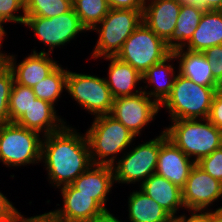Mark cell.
I'll list each match as a JSON object with an SVG mask.
<instances>
[{
  "mask_svg": "<svg viewBox=\"0 0 222 222\" xmlns=\"http://www.w3.org/2000/svg\"><path fill=\"white\" fill-rule=\"evenodd\" d=\"M110 9L144 10L145 0H107Z\"/></svg>",
  "mask_w": 222,
  "mask_h": 222,
  "instance_id": "cell-37",
  "label": "cell"
},
{
  "mask_svg": "<svg viewBox=\"0 0 222 222\" xmlns=\"http://www.w3.org/2000/svg\"><path fill=\"white\" fill-rule=\"evenodd\" d=\"M211 177L222 182V146L196 163Z\"/></svg>",
  "mask_w": 222,
  "mask_h": 222,
  "instance_id": "cell-32",
  "label": "cell"
},
{
  "mask_svg": "<svg viewBox=\"0 0 222 222\" xmlns=\"http://www.w3.org/2000/svg\"><path fill=\"white\" fill-rule=\"evenodd\" d=\"M127 198V222H172L173 217L140 189Z\"/></svg>",
  "mask_w": 222,
  "mask_h": 222,
  "instance_id": "cell-24",
  "label": "cell"
},
{
  "mask_svg": "<svg viewBox=\"0 0 222 222\" xmlns=\"http://www.w3.org/2000/svg\"><path fill=\"white\" fill-rule=\"evenodd\" d=\"M19 12V13H18ZM24 0H0V30L8 35V23L23 25L25 21Z\"/></svg>",
  "mask_w": 222,
  "mask_h": 222,
  "instance_id": "cell-30",
  "label": "cell"
},
{
  "mask_svg": "<svg viewBox=\"0 0 222 222\" xmlns=\"http://www.w3.org/2000/svg\"><path fill=\"white\" fill-rule=\"evenodd\" d=\"M183 4L199 6L204 10L222 11V0H181Z\"/></svg>",
  "mask_w": 222,
  "mask_h": 222,
  "instance_id": "cell-39",
  "label": "cell"
},
{
  "mask_svg": "<svg viewBox=\"0 0 222 222\" xmlns=\"http://www.w3.org/2000/svg\"><path fill=\"white\" fill-rule=\"evenodd\" d=\"M177 61L178 73L198 85L206 87H222L213 77L210 63L203 52L178 48L172 51Z\"/></svg>",
  "mask_w": 222,
  "mask_h": 222,
  "instance_id": "cell-21",
  "label": "cell"
},
{
  "mask_svg": "<svg viewBox=\"0 0 222 222\" xmlns=\"http://www.w3.org/2000/svg\"><path fill=\"white\" fill-rule=\"evenodd\" d=\"M137 189L152 198L172 217L181 213L180 210H186L182 200V189L156 173L147 178Z\"/></svg>",
  "mask_w": 222,
  "mask_h": 222,
  "instance_id": "cell-22",
  "label": "cell"
},
{
  "mask_svg": "<svg viewBox=\"0 0 222 222\" xmlns=\"http://www.w3.org/2000/svg\"><path fill=\"white\" fill-rule=\"evenodd\" d=\"M211 212L213 222H222V206L212 210Z\"/></svg>",
  "mask_w": 222,
  "mask_h": 222,
  "instance_id": "cell-42",
  "label": "cell"
},
{
  "mask_svg": "<svg viewBox=\"0 0 222 222\" xmlns=\"http://www.w3.org/2000/svg\"><path fill=\"white\" fill-rule=\"evenodd\" d=\"M79 131L67 123L43 136L40 163L53 189L72 184L93 164L87 136Z\"/></svg>",
  "mask_w": 222,
  "mask_h": 222,
  "instance_id": "cell-1",
  "label": "cell"
},
{
  "mask_svg": "<svg viewBox=\"0 0 222 222\" xmlns=\"http://www.w3.org/2000/svg\"><path fill=\"white\" fill-rule=\"evenodd\" d=\"M42 139L39 132L15 122L1 125L0 163L14 170L22 166L40 165Z\"/></svg>",
  "mask_w": 222,
  "mask_h": 222,
  "instance_id": "cell-5",
  "label": "cell"
},
{
  "mask_svg": "<svg viewBox=\"0 0 222 222\" xmlns=\"http://www.w3.org/2000/svg\"><path fill=\"white\" fill-rule=\"evenodd\" d=\"M92 119L85 132L92 162L112 166L130 146L135 144L136 136L110 114Z\"/></svg>",
  "mask_w": 222,
  "mask_h": 222,
  "instance_id": "cell-2",
  "label": "cell"
},
{
  "mask_svg": "<svg viewBox=\"0 0 222 222\" xmlns=\"http://www.w3.org/2000/svg\"><path fill=\"white\" fill-rule=\"evenodd\" d=\"M220 199H222V182L195 164L182 188V200L186 211L211 212L213 203Z\"/></svg>",
  "mask_w": 222,
  "mask_h": 222,
  "instance_id": "cell-12",
  "label": "cell"
},
{
  "mask_svg": "<svg viewBox=\"0 0 222 222\" xmlns=\"http://www.w3.org/2000/svg\"><path fill=\"white\" fill-rule=\"evenodd\" d=\"M181 5V0H145L142 21L166 42L176 27Z\"/></svg>",
  "mask_w": 222,
  "mask_h": 222,
  "instance_id": "cell-17",
  "label": "cell"
},
{
  "mask_svg": "<svg viewBox=\"0 0 222 222\" xmlns=\"http://www.w3.org/2000/svg\"><path fill=\"white\" fill-rule=\"evenodd\" d=\"M17 220L19 222H64L57 219L50 211L47 213L44 212L43 214L26 217L24 214L22 215L19 210Z\"/></svg>",
  "mask_w": 222,
  "mask_h": 222,
  "instance_id": "cell-38",
  "label": "cell"
},
{
  "mask_svg": "<svg viewBox=\"0 0 222 222\" xmlns=\"http://www.w3.org/2000/svg\"><path fill=\"white\" fill-rule=\"evenodd\" d=\"M72 0H24L26 16L51 18L69 12Z\"/></svg>",
  "mask_w": 222,
  "mask_h": 222,
  "instance_id": "cell-28",
  "label": "cell"
},
{
  "mask_svg": "<svg viewBox=\"0 0 222 222\" xmlns=\"http://www.w3.org/2000/svg\"><path fill=\"white\" fill-rule=\"evenodd\" d=\"M115 214H113L112 212L107 213L106 215H104L101 218L95 219L93 222H123V220L118 219L119 217L114 216ZM125 222V221H124Z\"/></svg>",
  "mask_w": 222,
  "mask_h": 222,
  "instance_id": "cell-41",
  "label": "cell"
},
{
  "mask_svg": "<svg viewBox=\"0 0 222 222\" xmlns=\"http://www.w3.org/2000/svg\"><path fill=\"white\" fill-rule=\"evenodd\" d=\"M62 197L61 204H56L51 213L64 222H93L108 212L90 195L79 193L71 184L58 188Z\"/></svg>",
  "mask_w": 222,
  "mask_h": 222,
  "instance_id": "cell-13",
  "label": "cell"
},
{
  "mask_svg": "<svg viewBox=\"0 0 222 222\" xmlns=\"http://www.w3.org/2000/svg\"><path fill=\"white\" fill-rule=\"evenodd\" d=\"M174 62L177 61L171 53L163 61L152 65L142 75V83L144 84L142 85V91L159 105L170 95L178 74V68H176L178 66Z\"/></svg>",
  "mask_w": 222,
  "mask_h": 222,
  "instance_id": "cell-18",
  "label": "cell"
},
{
  "mask_svg": "<svg viewBox=\"0 0 222 222\" xmlns=\"http://www.w3.org/2000/svg\"><path fill=\"white\" fill-rule=\"evenodd\" d=\"M57 111L50 102L36 98L15 123L42 136L49 135L60 131L68 123Z\"/></svg>",
  "mask_w": 222,
  "mask_h": 222,
  "instance_id": "cell-19",
  "label": "cell"
},
{
  "mask_svg": "<svg viewBox=\"0 0 222 222\" xmlns=\"http://www.w3.org/2000/svg\"><path fill=\"white\" fill-rule=\"evenodd\" d=\"M216 45H222V11L205 10L190 41L183 48L203 52Z\"/></svg>",
  "mask_w": 222,
  "mask_h": 222,
  "instance_id": "cell-23",
  "label": "cell"
},
{
  "mask_svg": "<svg viewBox=\"0 0 222 222\" xmlns=\"http://www.w3.org/2000/svg\"><path fill=\"white\" fill-rule=\"evenodd\" d=\"M17 57V54L9 53L8 67L12 70L16 83L30 88L45 79L60 65L53 54L31 52L19 62Z\"/></svg>",
  "mask_w": 222,
  "mask_h": 222,
  "instance_id": "cell-15",
  "label": "cell"
},
{
  "mask_svg": "<svg viewBox=\"0 0 222 222\" xmlns=\"http://www.w3.org/2000/svg\"><path fill=\"white\" fill-rule=\"evenodd\" d=\"M207 119L217 128L222 130V89L214 94Z\"/></svg>",
  "mask_w": 222,
  "mask_h": 222,
  "instance_id": "cell-35",
  "label": "cell"
},
{
  "mask_svg": "<svg viewBox=\"0 0 222 222\" xmlns=\"http://www.w3.org/2000/svg\"><path fill=\"white\" fill-rule=\"evenodd\" d=\"M36 98L32 88L14 81L9 97L10 122H16Z\"/></svg>",
  "mask_w": 222,
  "mask_h": 222,
  "instance_id": "cell-29",
  "label": "cell"
},
{
  "mask_svg": "<svg viewBox=\"0 0 222 222\" xmlns=\"http://www.w3.org/2000/svg\"><path fill=\"white\" fill-rule=\"evenodd\" d=\"M184 212V213H183ZM180 215L174 216L172 222H213L212 212L208 211H183Z\"/></svg>",
  "mask_w": 222,
  "mask_h": 222,
  "instance_id": "cell-36",
  "label": "cell"
},
{
  "mask_svg": "<svg viewBox=\"0 0 222 222\" xmlns=\"http://www.w3.org/2000/svg\"><path fill=\"white\" fill-rule=\"evenodd\" d=\"M7 37H8V35H6V34L0 35V73L3 72L8 67L9 53L7 51L6 52L3 51V48H4L3 41L6 40Z\"/></svg>",
  "mask_w": 222,
  "mask_h": 222,
  "instance_id": "cell-40",
  "label": "cell"
},
{
  "mask_svg": "<svg viewBox=\"0 0 222 222\" xmlns=\"http://www.w3.org/2000/svg\"><path fill=\"white\" fill-rule=\"evenodd\" d=\"M204 9L199 6L181 5V10L176 21V27L171 37L166 41L167 47L174 51L183 48L191 39L193 32L198 27Z\"/></svg>",
  "mask_w": 222,
  "mask_h": 222,
  "instance_id": "cell-25",
  "label": "cell"
},
{
  "mask_svg": "<svg viewBox=\"0 0 222 222\" xmlns=\"http://www.w3.org/2000/svg\"><path fill=\"white\" fill-rule=\"evenodd\" d=\"M59 65L45 79L32 87L37 98L45 100L57 107L58 101L66 92L67 67ZM65 90V91H64Z\"/></svg>",
  "mask_w": 222,
  "mask_h": 222,
  "instance_id": "cell-26",
  "label": "cell"
},
{
  "mask_svg": "<svg viewBox=\"0 0 222 222\" xmlns=\"http://www.w3.org/2000/svg\"><path fill=\"white\" fill-rule=\"evenodd\" d=\"M196 163L178 148L163 130L160 132V151L156 174L179 186H185L190 171Z\"/></svg>",
  "mask_w": 222,
  "mask_h": 222,
  "instance_id": "cell-14",
  "label": "cell"
},
{
  "mask_svg": "<svg viewBox=\"0 0 222 222\" xmlns=\"http://www.w3.org/2000/svg\"><path fill=\"white\" fill-rule=\"evenodd\" d=\"M102 59L110 62L105 80L113 98L133 96L142 92V75L129 63L123 62L116 56Z\"/></svg>",
  "mask_w": 222,
  "mask_h": 222,
  "instance_id": "cell-20",
  "label": "cell"
},
{
  "mask_svg": "<svg viewBox=\"0 0 222 222\" xmlns=\"http://www.w3.org/2000/svg\"><path fill=\"white\" fill-rule=\"evenodd\" d=\"M160 111V105L142 91L133 96L114 98L110 115L136 137H142L145 127L155 121Z\"/></svg>",
  "mask_w": 222,
  "mask_h": 222,
  "instance_id": "cell-11",
  "label": "cell"
},
{
  "mask_svg": "<svg viewBox=\"0 0 222 222\" xmlns=\"http://www.w3.org/2000/svg\"><path fill=\"white\" fill-rule=\"evenodd\" d=\"M28 27L29 31L34 33L45 48L41 51L32 50V52L53 54L55 48H64L66 45L75 41L82 33L88 32L81 24L79 17L74 12L73 8L59 16L51 18L40 16H26L23 27ZM48 46V49L46 47ZM65 46V47H64Z\"/></svg>",
  "mask_w": 222,
  "mask_h": 222,
  "instance_id": "cell-7",
  "label": "cell"
},
{
  "mask_svg": "<svg viewBox=\"0 0 222 222\" xmlns=\"http://www.w3.org/2000/svg\"><path fill=\"white\" fill-rule=\"evenodd\" d=\"M222 87H206L196 84L179 73L170 95L160 105L169 114L167 120L207 119L214 94Z\"/></svg>",
  "mask_w": 222,
  "mask_h": 222,
  "instance_id": "cell-4",
  "label": "cell"
},
{
  "mask_svg": "<svg viewBox=\"0 0 222 222\" xmlns=\"http://www.w3.org/2000/svg\"><path fill=\"white\" fill-rule=\"evenodd\" d=\"M66 92L80 109L92 117L110 114L113 96L105 77L88 73H77L67 68Z\"/></svg>",
  "mask_w": 222,
  "mask_h": 222,
  "instance_id": "cell-8",
  "label": "cell"
},
{
  "mask_svg": "<svg viewBox=\"0 0 222 222\" xmlns=\"http://www.w3.org/2000/svg\"><path fill=\"white\" fill-rule=\"evenodd\" d=\"M131 146L113 165L115 184H136L139 187L156 173L160 151V132L149 141ZM140 183V184H139Z\"/></svg>",
  "mask_w": 222,
  "mask_h": 222,
  "instance_id": "cell-9",
  "label": "cell"
},
{
  "mask_svg": "<svg viewBox=\"0 0 222 222\" xmlns=\"http://www.w3.org/2000/svg\"><path fill=\"white\" fill-rule=\"evenodd\" d=\"M13 83V72L7 67L0 73V126L10 122L9 97Z\"/></svg>",
  "mask_w": 222,
  "mask_h": 222,
  "instance_id": "cell-31",
  "label": "cell"
},
{
  "mask_svg": "<svg viewBox=\"0 0 222 222\" xmlns=\"http://www.w3.org/2000/svg\"><path fill=\"white\" fill-rule=\"evenodd\" d=\"M143 10L110 9L108 14L91 31L98 33V39L91 58L117 56L125 40L142 22Z\"/></svg>",
  "mask_w": 222,
  "mask_h": 222,
  "instance_id": "cell-6",
  "label": "cell"
},
{
  "mask_svg": "<svg viewBox=\"0 0 222 222\" xmlns=\"http://www.w3.org/2000/svg\"><path fill=\"white\" fill-rule=\"evenodd\" d=\"M171 53L166 42L142 21L125 40L116 57L143 75L152 65L163 61Z\"/></svg>",
  "mask_w": 222,
  "mask_h": 222,
  "instance_id": "cell-10",
  "label": "cell"
},
{
  "mask_svg": "<svg viewBox=\"0 0 222 222\" xmlns=\"http://www.w3.org/2000/svg\"><path fill=\"white\" fill-rule=\"evenodd\" d=\"M73 10L88 32L108 14L107 0H72Z\"/></svg>",
  "mask_w": 222,
  "mask_h": 222,
  "instance_id": "cell-27",
  "label": "cell"
},
{
  "mask_svg": "<svg viewBox=\"0 0 222 222\" xmlns=\"http://www.w3.org/2000/svg\"><path fill=\"white\" fill-rule=\"evenodd\" d=\"M170 123L163 127L167 137L195 163L222 146V130L208 119L171 120Z\"/></svg>",
  "mask_w": 222,
  "mask_h": 222,
  "instance_id": "cell-3",
  "label": "cell"
},
{
  "mask_svg": "<svg viewBox=\"0 0 222 222\" xmlns=\"http://www.w3.org/2000/svg\"><path fill=\"white\" fill-rule=\"evenodd\" d=\"M18 213L14 203L0 191V222H15Z\"/></svg>",
  "mask_w": 222,
  "mask_h": 222,
  "instance_id": "cell-34",
  "label": "cell"
},
{
  "mask_svg": "<svg viewBox=\"0 0 222 222\" xmlns=\"http://www.w3.org/2000/svg\"><path fill=\"white\" fill-rule=\"evenodd\" d=\"M115 184L113 168L110 165L92 164L71 185L81 194L90 195L108 213L107 202ZM110 193V194H109ZM107 206V207H106Z\"/></svg>",
  "mask_w": 222,
  "mask_h": 222,
  "instance_id": "cell-16",
  "label": "cell"
},
{
  "mask_svg": "<svg viewBox=\"0 0 222 222\" xmlns=\"http://www.w3.org/2000/svg\"><path fill=\"white\" fill-rule=\"evenodd\" d=\"M210 63L213 77L222 85V45H216L203 51Z\"/></svg>",
  "mask_w": 222,
  "mask_h": 222,
  "instance_id": "cell-33",
  "label": "cell"
}]
</instances>
